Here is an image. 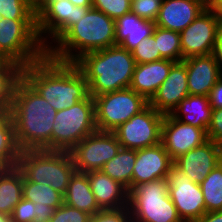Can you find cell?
<instances>
[{
	"label": "cell",
	"mask_w": 222,
	"mask_h": 222,
	"mask_svg": "<svg viewBox=\"0 0 222 222\" xmlns=\"http://www.w3.org/2000/svg\"><path fill=\"white\" fill-rule=\"evenodd\" d=\"M55 110L23 77L14 87L8 113L21 151L52 150Z\"/></svg>",
	"instance_id": "1"
},
{
	"label": "cell",
	"mask_w": 222,
	"mask_h": 222,
	"mask_svg": "<svg viewBox=\"0 0 222 222\" xmlns=\"http://www.w3.org/2000/svg\"><path fill=\"white\" fill-rule=\"evenodd\" d=\"M22 77L57 111L90 95L88 82L74 63L60 62L48 55L23 67Z\"/></svg>",
	"instance_id": "2"
},
{
	"label": "cell",
	"mask_w": 222,
	"mask_h": 222,
	"mask_svg": "<svg viewBox=\"0 0 222 222\" xmlns=\"http://www.w3.org/2000/svg\"><path fill=\"white\" fill-rule=\"evenodd\" d=\"M115 45V20L91 7L47 50V55L74 63L86 53Z\"/></svg>",
	"instance_id": "3"
},
{
	"label": "cell",
	"mask_w": 222,
	"mask_h": 222,
	"mask_svg": "<svg viewBox=\"0 0 222 222\" xmlns=\"http://www.w3.org/2000/svg\"><path fill=\"white\" fill-rule=\"evenodd\" d=\"M74 64L88 82L89 94L93 98L130 88L136 66L132 52L120 45L86 53Z\"/></svg>",
	"instance_id": "4"
},
{
	"label": "cell",
	"mask_w": 222,
	"mask_h": 222,
	"mask_svg": "<svg viewBox=\"0 0 222 222\" xmlns=\"http://www.w3.org/2000/svg\"><path fill=\"white\" fill-rule=\"evenodd\" d=\"M16 167L26 180L50 185L63 196L76 172L70 152L45 149L21 151Z\"/></svg>",
	"instance_id": "5"
},
{
	"label": "cell",
	"mask_w": 222,
	"mask_h": 222,
	"mask_svg": "<svg viewBox=\"0 0 222 222\" xmlns=\"http://www.w3.org/2000/svg\"><path fill=\"white\" fill-rule=\"evenodd\" d=\"M47 55L37 32V20H0V56L21 68Z\"/></svg>",
	"instance_id": "6"
},
{
	"label": "cell",
	"mask_w": 222,
	"mask_h": 222,
	"mask_svg": "<svg viewBox=\"0 0 222 222\" xmlns=\"http://www.w3.org/2000/svg\"><path fill=\"white\" fill-rule=\"evenodd\" d=\"M132 222H183L168 194V180L136 185L129 191Z\"/></svg>",
	"instance_id": "7"
},
{
	"label": "cell",
	"mask_w": 222,
	"mask_h": 222,
	"mask_svg": "<svg viewBox=\"0 0 222 222\" xmlns=\"http://www.w3.org/2000/svg\"><path fill=\"white\" fill-rule=\"evenodd\" d=\"M96 130L95 102L89 95L70 108L57 112L53 123L52 150L69 152Z\"/></svg>",
	"instance_id": "8"
},
{
	"label": "cell",
	"mask_w": 222,
	"mask_h": 222,
	"mask_svg": "<svg viewBox=\"0 0 222 222\" xmlns=\"http://www.w3.org/2000/svg\"><path fill=\"white\" fill-rule=\"evenodd\" d=\"M94 102L96 128L108 132H113L149 104L131 88L95 96Z\"/></svg>",
	"instance_id": "9"
},
{
	"label": "cell",
	"mask_w": 222,
	"mask_h": 222,
	"mask_svg": "<svg viewBox=\"0 0 222 222\" xmlns=\"http://www.w3.org/2000/svg\"><path fill=\"white\" fill-rule=\"evenodd\" d=\"M164 114L149 104L113 132L122 148L143 149L161 143Z\"/></svg>",
	"instance_id": "10"
},
{
	"label": "cell",
	"mask_w": 222,
	"mask_h": 222,
	"mask_svg": "<svg viewBox=\"0 0 222 222\" xmlns=\"http://www.w3.org/2000/svg\"><path fill=\"white\" fill-rule=\"evenodd\" d=\"M121 144L114 132L96 130L78 142L69 152L76 172L101 170L120 150Z\"/></svg>",
	"instance_id": "11"
},
{
	"label": "cell",
	"mask_w": 222,
	"mask_h": 222,
	"mask_svg": "<svg viewBox=\"0 0 222 222\" xmlns=\"http://www.w3.org/2000/svg\"><path fill=\"white\" fill-rule=\"evenodd\" d=\"M168 194L183 222H197L206 206L200 184L193 182L174 163L167 177Z\"/></svg>",
	"instance_id": "12"
},
{
	"label": "cell",
	"mask_w": 222,
	"mask_h": 222,
	"mask_svg": "<svg viewBox=\"0 0 222 222\" xmlns=\"http://www.w3.org/2000/svg\"><path fill=\"white\" fill-rule=\"evenodd\" d=\"M221 17L215 8H206L180 32L182 61L188 57L213 53Z\"/></svg>",
	"instance_id": "13"
},
{
	"label": "cell",
	"mask_w": 222,
	"mask_h": 222,
	"mask_svg": "<svg viewBox=\"0 0 222 222\" xmlns=\"http://www.w3.org/2000/svg\"><path fill=\"white\" fill-rule=\"evenodd\" d=\"M91 7L75 6L69 0L52 2L37 17V32L48 50Z\"/></svg>",
	"instance_id": "14"
},
{
	"label": "cell",
	"mask_w": 222,
	"mask_h": 222,
	"mask_svg": "<svg viewBox=\"0 0 222 222\" xmlns=\"http://www.w3.org/2000/svg\"><path fill=\"white\" fill-rule=\"evenodd\" d=\"M208 140L207 129L183 123L171 114L164 115L161 143L173 161Z\"/></svg>",
	"instance_id": "15"
},
{
	"label": "cell",
	"mask_w": 222,
	"mask_h": 222,
	"mask_svg": "<svg viewBox=\"0 0 222 222\" xmlns=\"http://www.w3.org/2000/svg\"><path fill=\"white\" fill-rule=\"evenodd\" d=\"M174 161L162 143L137 149V157L132 175V188L138 184L167 179Z\"/></svg>",
	"instance_id": "16"
},
{
	"label": "cell",
	"mask_w": 222,
	"mask_h": 222,
	"mask_svg": "<svg viewBox=\"0 0 222 222\" xmlns=\"http://www.w3.org/2000/svg\"><path fill=\"white\" fill-rule=\"evenodd\" d=\"M221 162L222 147L211 140L174 160V164L198 184Z\"/></svg>",
	"instance_id": "17"
},
{
	"label": "cell",
	"mask_w": 222,
	"mask_h": 222,
	"mask_svg": "<svg viewBox=\"0 0 222 222\" xmlns=\"http://www.w3.org/2000/svg\"><path fill=\"white\" fill-rule=\"evenodd\" d=\"M188 95L186 65L182 61L176 62L156 94L149 101V105L164 115L171 114Z\"/></svg>",
	"instance_id": "18"
},
{
	"label": "cell",
	"mask_w": 222,
	"mask_h": 222,
	"mask_svg": "<svg viewBox=\"0 0 222 222\" xmlns=\"http://www.w3.org/2000/svg\"><path fill=\"white\" fill-rule=\"evenodd\" d=\"M186 65L190 95H209L222 76L213 54L192 56L182 61Z\"/></svg>",
	"instance_id": "19"
},
{
	"label": "cell",
	"mask_w": 222,
	"mask_h": 222,
	"mask_svg": "<svg viewBox=\"0 0 222 222\" xmlns=\"http://www.w3.org/2000/svg\"><path fill=\"white\" fill-rule=\"evenodd\" d=\"M205 9L195 0H162L155 25L180 33Z\"/></svg>",
	"instance_id": "20"
},
{
	"label": "cell",
	"mask_w": 222,
	"mask_h": 222,
	"mask_svg": "<svg viewBox=\"0 0 222 222\" xmlns=\"http://www.w3.org/2000/svg\"><path fill=\"white\" fill-rule=\"evenodd\" d=\"M92 193L101 210L118 209L128 206L129 191L102 170L86 173Z\"/></svg>",
	"instance_id": "21"
},
{
	"label": "cell",
	"mask_w": 222,
	"mask_h": 222,
	"mask_svg": "<svg viewBox=\"0 0 222 222\" xmlns=\"http://www.w3.org/2000/svg\"><path fill=\"white\" fill-rule=\"evenodd\" d=\"M175 61L162 59L150 63L136 64L130 88L148 102L167 78Z\"/></svg>",
	"instance_id": "22"
},
{
	"label": "cell",
	"mask_w": 222,
	"mask_h": 222,
	"mask_svg": "<svg viewBox=\"0 0 222 222\" xmlns=\"http://www.w3.org/2000/svg\"><path fill=\"white\" fill-rule=\"evenodd\" d=\"M155 26L154 22L141 19L130 11L115 20L116 45L132 51L143 39L153 34Z\"/></svg>",
	"instance_id": "23"
},
{
	"label": "cell",
	"mask_w": 222,
	"mask_h": 222,
	"mask_svg": "<svg viewBox=\"0 0 222 222\" xmlns=\"http://www.w3.org/2000/svg\"><path fill=\"white\" fill-rule=\"evenodd\" d=\"M212 107L204 95H188L172 111L171 115L183 123L207 129L211 121Z\"/></svg>",
	"instance_id": "24"
},
{
	"label": "cell",
	"mask_w": 222,
	"mask_h": 222,
	"mask_svg": "<svg viewBox=\"0 0 222 222\" xmlns=\"http://www.w3.org/2000/svg\"><path fill=\"white\" fill-rule=\"evenodd\" d=\"M63 198L65 204L91 215L101 210L92 193L86 173L75 172L73 174Z\"/></svg>",
	"instance_id": "25"
},
{
	"label": "cell",
	"mask_w": 222,
	"mask_h": 222,
	"mask_svg": "<svg viewBox=\"0 0 222 222\" xmlns=\"http://www.w3.org/2000/svg\"><path fill=\"white\" fill-rule=\"evenodd\" d=\"M22 198V172L17 167L0 168V213L11 216Z\"/></svg>",
	"instance_id": "26"
},
{
	"label": "cell",
	"mask_w": 222,
	"mask_h": 222,
	"mask_svg": "<svg viewBox=\"0 0 222 222\" xmlns=\"http://www.w3.org/2000/svg\"><path fill=\"white\" fill-rule=\"evenodd\" d=\"M136 157L137 150L121 147L118 153L106 162L101 170L130 191Z\"/></svg>",
	"instance_id": "27"
},
{
	"label": "cell",
	"mask_w": 222,
	"mask_h": 222,
	"mask_svg": "<svg viewBox=\"0 0 222 222\" xmlns=\"http://www.w3.org/2000/svg\"><path fill=\"white\" fill-rule=\"evenodd\" d=\"M20 152L12 117L8 112H3L0 115V168L16 167Z\"/></svg>",
	"instance_id": "28"
},
{
	"label": "cell",
	"mask_w": 222,
	"mask_h": 222,
	"mask_svg": "<svg viewBox=\"0 0 222 222\" xmlns=\"http://www.w3.org/2000/svg\"><path fill=\"white\" fill-rule=\"evenodd\" d=\"M23 198L32 201L37 206L44 204L57 209L64 203L63 195L50 185H44L26 180L23 177Z\"/></svg>",
	"instance_id": "29"
},
{
	"label": "cell",
	"mask_w": 222,
	"mask_h": 222,
	"mask_svg": "<svg viewBox=\"0 0 222 222\" xmlns=\"http://www.w3.org/2000/svg\"><path fill=\"white\" fill-rule=\"evenodd\" d=\"M206 213L222 211V162L200 183Z\"/></svg>",
	"instance_id": "30"
},
{
	"label": "cell",
	"mask_w": 222,
	"mask_h": 222,
	"mask_svg": "<svg viewBox=\"0 0 222 222\" xmlns=\"http://www.w3.org/2000/svg\"><path fill=\"white\" fill-rule=\"evenodd\" d=\"M22 77V68L11 61L0 64V110L8 112L16 82Z\"/></svg>",
	"instance_id": "31"
},
{
	"label": "cell",
	"mask_w": 222,
	"mask_h": 222,
	"mask_svg": "<svg viewBox=\"0 0 222 222\" xmlns=\"http://www.w3.org/2000/svg\"><path fill=\"white\" fill-rule=\"evenodd\" d=\"M155 41L164 59L182 61L180 33L155 26Z\"/></svg>",
	"instance_id": "32"
},
{
	"label": "cell",
	"mask_w": 222,
	"mask_h": 222,
	"mask_svg": "<svg viewBox=\"0 0 222 222\" xmlns=\"http://www.w3.org/2000/svg\"><path fill=\"white\" fill-rule=\"evenodd\" d=\"M0 14L3 19L37 20L35 6L29 0H0Z\"/></svg>",
	"instance_id": "33"
},
{
	"label": "cell",
	"mask_w": 222,
	"mask_h": 222,
	"mask_svg": "<svg viewBox=\"0 0 222 222\" xmlns=\"http://www.w3.org/2000/svg\"><path fill=\"white\" fill-rule=\"evenodd\" d=\"M132 56L136 64L150 63L164 59L155 41V28L153 34L147 39H143L132 51Z\"/></svg>",
	"instance_id": "34"
},
{
	"label": "cell",
	"mask_w": 222,
	"mask_h": 222,
	"mask_svg": "<svg viewBox=\"0 0 222 222\" xmlns=\"http://www.w3.org/2000/svg\"><path fill=\"white\" fill-rule=\"evenodd\" d=\"M92 7L116 20L131 11V0H92Z\"/></svg>",
	"instance_id": "35"
},
{
	"label": "cell",
	"mask_w": 222,
	"mask_h": 222,
	"mask_svg": "<svg viewBox=\"0 0 222 222\" xmlns=\"http://www.w3.org/2000/svg\"><path fill=\"white\" fill-rule=\"evenodd\" d=\"M91 214L63 203L49 222H90Z\"/></svg>",
	"instance_id": "36"
},
{
	"label": "cell",
	"mask_w": 222,
	"mask_h": 222,
	"mask_svg": "<svg viewBox=\"0 0 222 222\" xmlns=\"http://www.w3.org/2000/svg\"><path fill=\"white\" fill-rule=\"evenodd\" d=\"M162 0H131V12L155 23Z\"/></svg>",
	"instance_id": "37"
},
{
	"label": "cell",
	"mask_w": 222,
	"mask_h": 222,
	"mask_svg": "<svg viewBox=\"0 0 222 222\" xmlns=\"http://www.w3.org/2000/svg\"><path fill=\"white\" fill-rule=\"evenodd\" d=\"M90 222H132L128 206L118 209L100 210L91 215Z\"/></svg>",
	"instance_id": "38"
},
{
	"label": "cell",
	"mask_w": 222,
	"mask_h": 222,
	"mask_svg": "<svg viewBox=\"0 0 222 222\" xmlns=\"http://www.w3.org/2000/svg\"><path fill=\"white\" fill-rule=\"evenodd\" d=\"M11 217L12 222H35V204L30 200L22 198L15 206Z\"/></svg>",
	"instance_id": "39"
},
{
	"label": "cell",
	"mask_w": 222,
	"mask_h": 222,
	"mask_svg": "<svg viewBox=\"0 0 222 222\" xmlns=\"http://www.w3.org/2000/svg\"><path fill=\"white\" fill-rule=\"evenodd\" d=\"M207 136L209 140L222 147V108L212 109Z\"/></svg>",
	"instance_id": "40"
},
{
	"label": "cell",
	"mask_w": 222,
	"mask_h": 222,
	"mask_svg": "<svg viewBox=\"0 0 222 222\" xmlns=\"http://www.w3.org/2000/svg\"><path fill=\"white\" fill-rule=\"evenodd\" d=\"M208 98L212 109L222 108V76L217 80Z\"/></svg>",
	"instance_id": "41"
},
{
	"label": "cell",
	"mask_w": 222,
	"mask_h": 222,
	"mask_svg": "<svg viewBox=\"0 0 222 222\" xmlns=\"http://www.w3.org/2000/svg\"><path fill=\"white\" fill-rule=\"evenodd\" d=\"M61 0H40L35 5L36 18L52 3ZM73 5L80 7H92V0H69Z\"/></svg>",
	"instance_id": "42"
},
{
	"label": "cell",
	"mask_w": 222,
	"mask_h": 222,
	"mask_svg": "<svg viewBox=\"0 0 222 222\" xmlns=\"http://www.w3.org/2000/svg\"><path fill=\"white\" fill-rule=\"evenodd\" d=\"M35 210H36L35 222H49L56 209L54 207H50L45 204L43 206H37L36 203Z\"/></svg>",
	"instance_id": "43"
},
{
	"label": "cell",
	"mask_w": 222,
	"mask_h": 222,
	"mask_svg": "<svg viewBox=\"0 0 222 222\" xmlns=\"http://www.w3.org/2000/svg\"><path fill=\"white\" fill-rule=\"evenodd\" d=\"M212 54L222 74V24L220 25L217 32L215 46Z\"/></svg>",
	"instance_id": "44"
},
{
	"label": "cell",
	"mask_w": 222,
	"mask_h": 222,
	"mask_svg": "<svg viewBox=\"0 0 222 222\" xmlns=\"http://www.w3.org/2000/svg\"><path fill=\"white\" fill-rule=\"evenodd\" d=\"M197 222H222V211L205 213Z\"/></svg>",
	"instance_id": "45"
},
{
	"label": "cell",
	"mask_w": 222,
	"mask_h": 222,
	"mask_svg": "<svg viewBox=\"0 0 222 222\" xmlns=\"http://www.w3.org/2000/svg\"><path fill=\"white\" fill-rule=\"evenodd\" d=\"M222 0H207V8H215Z\"/></svg>",
	"instance_id": "46"
},
{
	"label": "cell",
	"mask_w": 222,
	"mask_h": 222,
	"mask_svg": "<svg viewBox=\"0 0 222 222\" xmlns=\"http://www.w3.org/2000/svg\"><path fill=\"white\" fill-rule=\"evenodd\" d=\"M0 222H12V217L0 213Z\"/></svg>",
	"instance_id": "47"
},
{
	"label": "cell",
	"mask_w": 222,
	"mask_h": 222,
	"mask_svg": "<svg viewBox=\"0 0 222 222\" xmlns=\"http://www.w3.org/2000/svg\"><path fill=\"white\" fill-rule=\"evenodd\" d=\"M215 9L217 10V13L219 14L222 20V1L215 7Z\"/></svg>",
	"instance_id": "48"
},
{
	"label": "cell",
	"mask_w": 222,
	"mask_h": 222,
	"mask_svg": "<svg viewBox=\"0 0 222 222\" xmlns=\"http://www.w3.org/2000/svg\"><path fill=\"white\" fill-rule=\"evenodd\" d=\"M197 2H200L205 8H207V0H195Z\"/></svg>",
	"instance_id": "49"
},
{
	"label": "cell",
	"mask_w": 222,
	"mask_h": 222,
	"mask_svg": "<svg viewBox=\"0 0 222 222\" xmlns=\"http://www.w3.org/2000/svg\"><path fill=\"white\" fill-rule=\"evenodd\" d=\"M34 6L40 1V0H29Z\"/></svg>",
	"instance_id": "50"
},
{
	"label": "cell",
	"mask_w": 222,
	"mask_h": 222,
	"mask_svg": "<svg viewBox=\"0 0 222 222\" xmlns=\"http://www.w3.org/2000/svg\"><path fill=\"white\" fill-rule=\"evenodd\" d=\"M4 61V59L0 56V64Z\"/></svg>",
	"instance_id": "51"
}]
</instances>
